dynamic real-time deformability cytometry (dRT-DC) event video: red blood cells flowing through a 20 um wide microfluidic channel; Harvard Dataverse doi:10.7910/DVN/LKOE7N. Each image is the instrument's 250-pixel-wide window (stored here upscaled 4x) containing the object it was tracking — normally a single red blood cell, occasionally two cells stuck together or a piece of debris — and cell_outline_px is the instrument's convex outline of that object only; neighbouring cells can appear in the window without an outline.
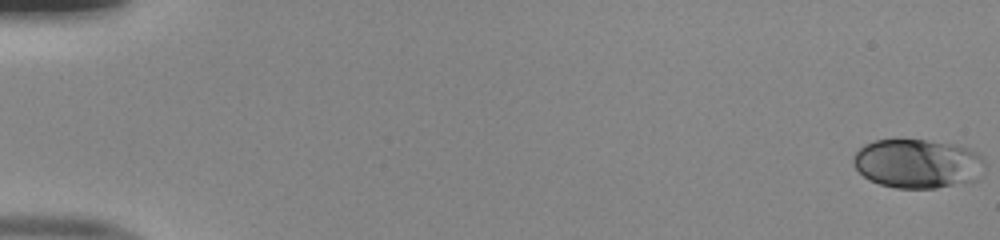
{"species": "human", "species_latin": "Homo sapiens", "temperature_condition": "room temperature", "stored_images_in_passage": 52, "camera_frame_rate_fps": 3000, "um_per_image_px": 0.085, "donor": {"sex": "male"}, "frame": {"image": 1, "passage_image": 1, "time_ms": 0.0, "image_size_px": [1000, 240], "cell_outline_px": [[984, 172], [976, 180], [936, 188], [896, 188], [880, 184], [868, 180], [856, 168], [852, 160], [852, 156], [864, 144], [876, 140], [924, 140], [956, 144], [968, 148], [976, 152], [984, 160]], "centroid_in_image_um": [78.0, 13.91], "position_along_channel_um": 7.0, "area_um2": 37.74}}
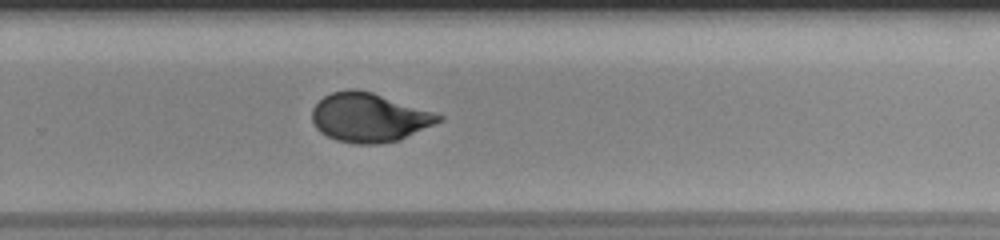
{"frame": {"image": 2, "passage_image": 36, "time_ms": 11.667, "image_size_px": [1000, 240], "cell_outline_px": [[444, 120], [400, 140], [376, 144], [356, 144], [336, 140], [320, 132], [316, 128], [312, 120], [312, 108], [324, 96], [332, 92], [348, 88], [356, 88], [372, 92], [444, 116]], "centroid_in_image_um": [31.36, 9.99], "position_along_channel_um": 298.4, "area_um2": 36.07}}
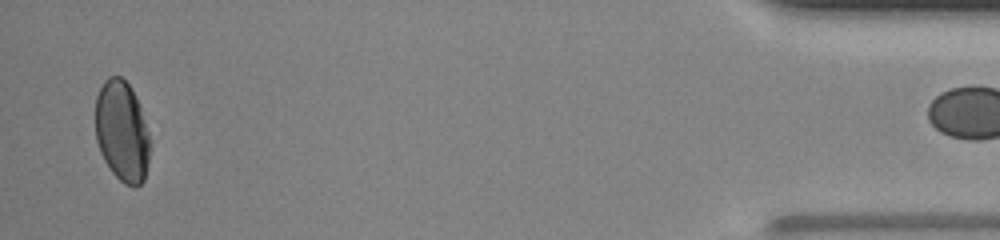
{"frame": {"image": 3, "passage_image": 51, "time_ms": 16.667, "image_size_px": [1000, 240], "cell_outline_px": [[148, 164], [144, 180], [136, 188], [124, 184], [112, 172], [104, 160], [100, 152], [96, 140], [96, 96], [104, 80], [108, 76], [120, 76], [132, 88], [136, 96], [148, 132]], "centroid_in_image_um": [10.35, 11.17], "position_along_channel_um": 424.8, "area_um2": 31.91}}